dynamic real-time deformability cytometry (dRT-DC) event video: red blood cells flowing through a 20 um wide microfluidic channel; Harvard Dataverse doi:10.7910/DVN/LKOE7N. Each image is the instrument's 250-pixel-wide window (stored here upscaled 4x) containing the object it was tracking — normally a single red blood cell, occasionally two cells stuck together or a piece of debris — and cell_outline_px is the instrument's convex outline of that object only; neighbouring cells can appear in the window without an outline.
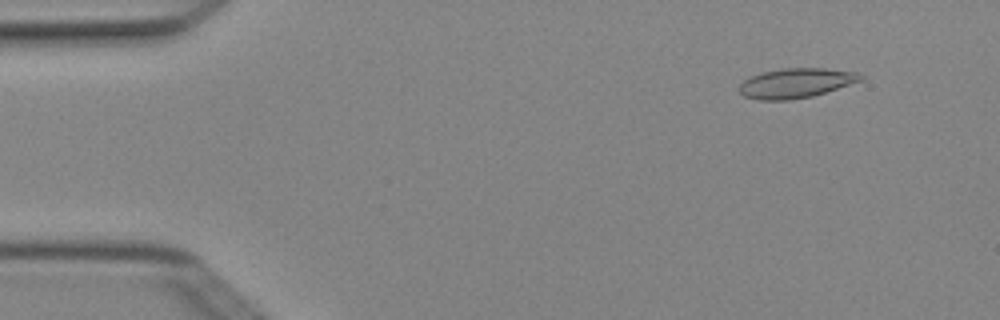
{"species": "Egyptian fruit bat (a non-hibernating species)", "species_latin": "Rousettus aegyptiacus", "temperature_condition": "cold", "stored_images_in_passage": 5, "camera_frame_rate_fps": 3000, "um_per_image_px": 0.085, "animal": {"sex": "female"}, "frame": {"image": 1, "passage_image": 2, "time_ms": 0.333, "image_size_px": [1000, 320], "cell_outline_px": [[864, 80], [812, 96], [792, 100], [760, 100], [744, 96], [740, 92], [740, 84], [744, 80], [760, 72], [784, 68], [824, 68], [860, 72], [864, 76]], "centroid_in_image_um": [67.7, 7.05], "position_along_channel_um": 17.3, "area_um2": 21.1}}